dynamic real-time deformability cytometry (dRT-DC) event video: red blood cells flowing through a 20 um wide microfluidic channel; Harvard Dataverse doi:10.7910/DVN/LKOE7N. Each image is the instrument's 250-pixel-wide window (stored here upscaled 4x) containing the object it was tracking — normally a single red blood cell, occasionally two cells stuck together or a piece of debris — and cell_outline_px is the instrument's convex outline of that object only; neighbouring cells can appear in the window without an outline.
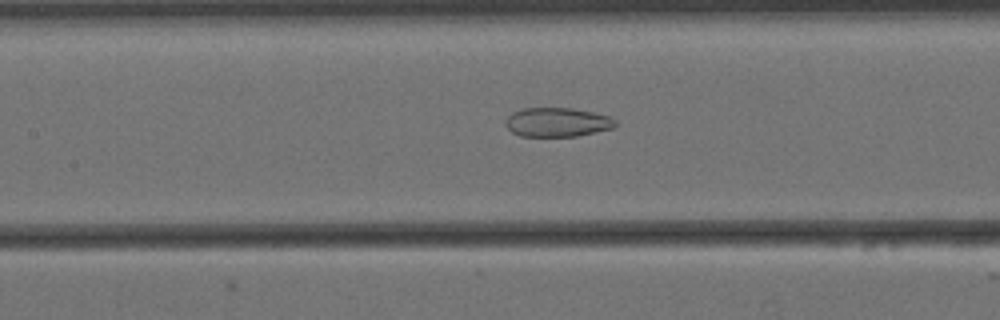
{"species": "Egyptian fruit bat (a non-hibernating species)", "species_latin": "Rousettus aegyptiacus", "temperature_condition": "cold", "stored_images_in_passage": 42, "camera_frame_rate_fps": 3000, "um_per_image_px": 0.085, "animal": {"sex": "female"}, "frame": {"image": 1, "passage_image": 10, "time_ms": 3.0, "image_size_px": [1000, 320], "cell_outline_px": [[616, 124], [612, 128], [596, 132], [576, 136], [520, 136], [512, 132], [504, 124], [504, 120], [512, 112], [520, 108], [572, 108], [592, 112], [608, 116], [616, 120]], "centroid_in_image_um": [47.32, 10.38], "position_along_channel_um": 160.1, "area_um2": 18.67}}
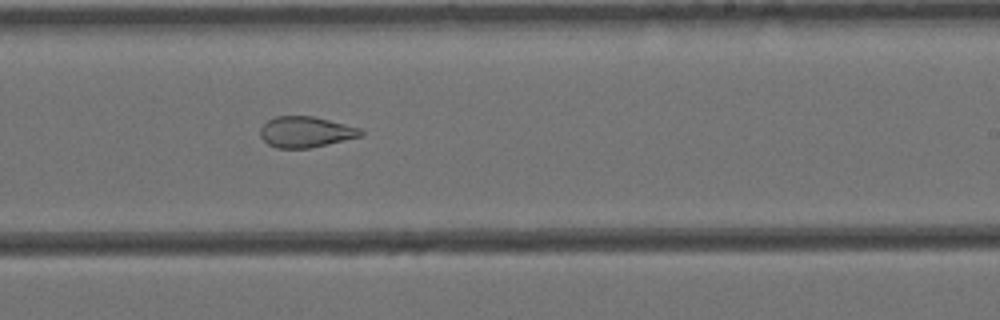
{"frame": {"image": 2, "passage_image": 19, "time_ms": 6.0, "image_size_px": [1000, 320], "cell_outline_px": [[364, 136], [328, 144], [308, 148], [276, 148], [268, 144], [260, 136], [260, 128], [268, 120], [276, 116], [312, 116], [360, 128], [364, 132]], "centroid_in_image_um": [25.99, 11.22], "position_along_channel_um": 263.0, "area_um2": 18.03}}
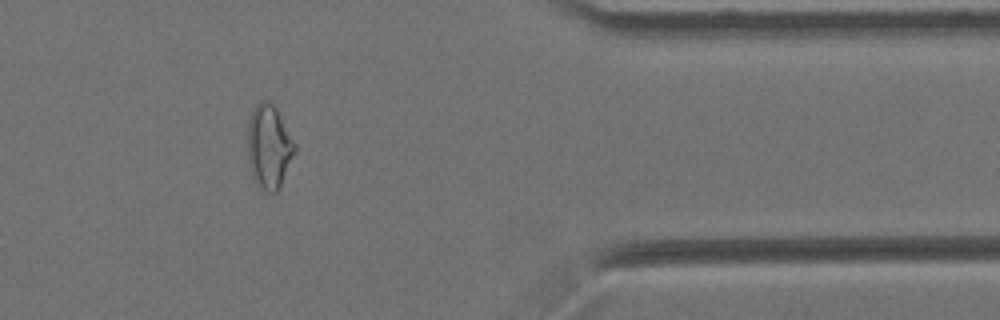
{"frame": {"image": 3, "passage_image": 32, "time_ms": 10.333, "image_size_px": [1000, 320], "cell_outline_px": [[296, 152], [280, 188], [276, 192], [268, 192], [260, 188], [252, 176], [248, 160], [248, 120], [256, 104], [260, 100], [268, 100], [276, 108], [296, 144]], "centroid_in_image_um": [22.88, 12.48], "position_along_channel_um": 388.5, "area_um2": 23.18}, "authors_computed_cell_mechanics": {"area_um2": 20.4323, "velocity_mm_per_s": 3.4462, "shape_relaxation_time_tau1_ms": null, "shape_relaxation_time_tau2_ms": 2.6748, "deformation_change_tau1": null, "deformation_change_tau2": 0.096}}